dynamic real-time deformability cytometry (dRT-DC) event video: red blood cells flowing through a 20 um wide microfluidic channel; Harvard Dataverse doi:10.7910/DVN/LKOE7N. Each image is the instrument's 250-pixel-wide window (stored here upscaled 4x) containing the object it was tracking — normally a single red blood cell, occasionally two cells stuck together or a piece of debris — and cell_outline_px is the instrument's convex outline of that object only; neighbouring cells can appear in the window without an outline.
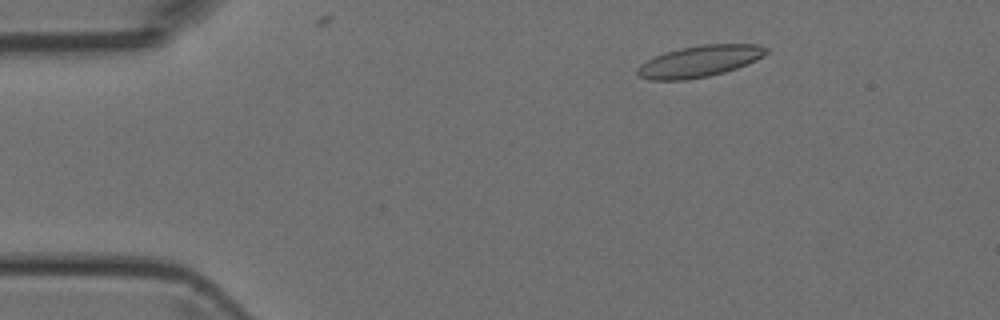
{"species": "Egyptian fruit bat (a non-hibernating species)", "species_latin": "Rousettus aegyptiacus", "temperature_condition": "room temperature", "stored_images_in_passage": 9, "camera_frame_rate_fps": 3000, "um_per_image_px": 0.085, "animal": {"sex": "female"}, "frame": {"image": 1, "passage_image": 7, "time_ms": 2.0, "image_size_px": [1000, 320], "cell_outline_px": [[768, 52], [764, 56], [756, 60], [736, 68], [724, 72], [708, 76], [684, 80], [652, 80], [640, 76], [636, 72], [636, 68], [640, 64], [664, 52], [680, 48], [704, 44], [756, 44], [768, 48]], "centroid_in_image_um": [59.46, 5.2], "position_along_channel_um": 25.5, "area_um2": 23.47}}